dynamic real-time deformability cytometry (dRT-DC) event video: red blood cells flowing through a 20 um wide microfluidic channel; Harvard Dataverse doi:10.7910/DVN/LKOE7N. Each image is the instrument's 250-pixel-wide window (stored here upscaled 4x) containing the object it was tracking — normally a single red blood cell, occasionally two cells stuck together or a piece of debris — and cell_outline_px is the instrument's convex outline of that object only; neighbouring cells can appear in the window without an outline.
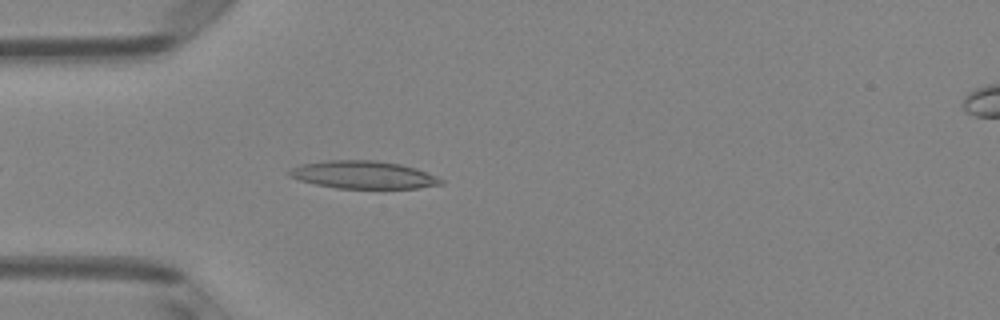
{"species": "Egyptian fruit bat (a non-hibernating species)", "species_latin": "Rousettus aegyptiacus", "temperature_condition": "room temperature", "stored_images_in_passage": 3, "camera_frame_rate_fps": 3000, "um_per_image_px": 0.085, "animal": {"sex": "female"}, "frame": {"image": 1, "passage_image": 3, "time_ms": 0.667, "image_size_px": [1000, 320], "cell_outline_px": [[444, 184], [416, 188], [336, 188], [316, 184], [300, 180], [288, 176], [288, 172], [292, 168], [300, 164], [328, 160], [376, 160], [400, 164], [416, 168], [444, 180]], "centroid_in_image_um": [30.87, 14.85], "position_along_channel_um": 54.1, "area_um2": 24.39}}